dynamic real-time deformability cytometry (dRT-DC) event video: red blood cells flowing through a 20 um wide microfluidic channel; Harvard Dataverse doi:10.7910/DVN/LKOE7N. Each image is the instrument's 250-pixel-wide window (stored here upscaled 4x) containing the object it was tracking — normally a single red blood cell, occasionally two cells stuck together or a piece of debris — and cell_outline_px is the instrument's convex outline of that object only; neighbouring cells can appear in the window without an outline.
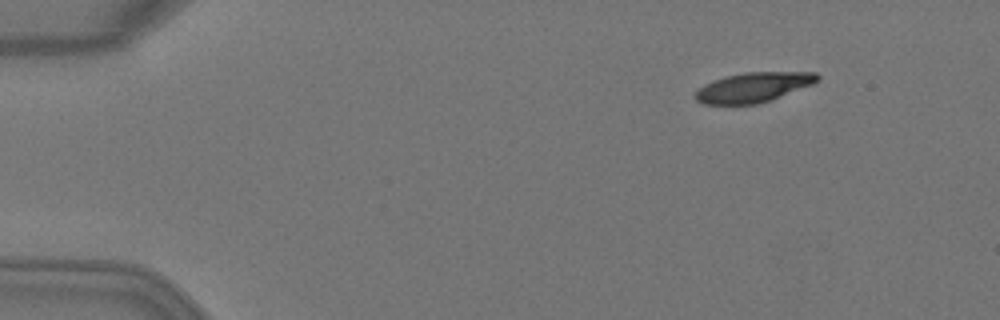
{"species": "Egyptian fruit bat (a non-hibernating species)", "species_latin": "Rousettus aegyptiacus", "temperature_condition": "warm", "stored_images_in_passage": 7, "camera_frame_rate_fps": 3000, "um_per_image_px": 0.085, "animal": {"sex": "female"}, "frame": {"image": 1, "passage_image": 2, "time_ms": 0.333, "image_size_px": [1000, 320], "cell_outline_px": [[820, 80], [816, 84], [756, 104], [704, 104], [696, 100], [692, 96], [692, 92], [704, 84], [728, 76], [744, 72], [816, 72], [820, 76]], "centroid_in_image_um": [64.04, 7.42], "position_along_channel_um": 21.0, "area_um2": 21.27}}
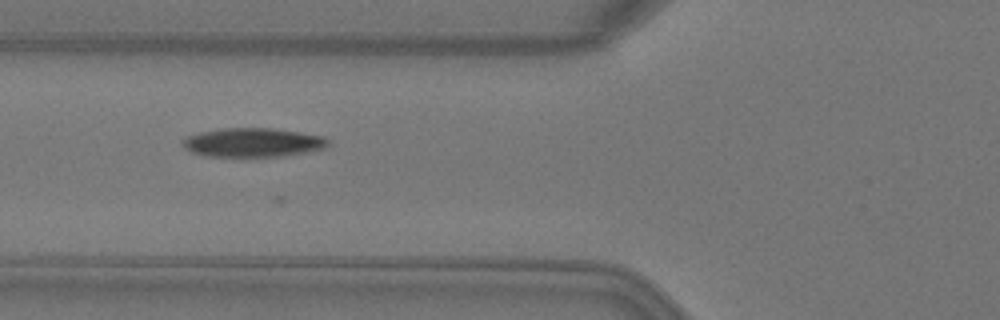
{"frame": {"image": 2, "passage_image": 5, "time_ms": 1.333, "image_size_px": [1000, 320], "cell_outline_px": [[328, 144], [324, 148], [304, 152], [280, 156], [204, 156], [192, 152], [184, 148], [180, 144], [180, 140], [188, 136], [200, 132], [216, 128], [272, 128], [300, 132], [324, 136], [328, 140]], "centroid_in_image_um": [21.42, 12.1], "position_along_channel_um": 104.4, "area_um2": 24.57}}